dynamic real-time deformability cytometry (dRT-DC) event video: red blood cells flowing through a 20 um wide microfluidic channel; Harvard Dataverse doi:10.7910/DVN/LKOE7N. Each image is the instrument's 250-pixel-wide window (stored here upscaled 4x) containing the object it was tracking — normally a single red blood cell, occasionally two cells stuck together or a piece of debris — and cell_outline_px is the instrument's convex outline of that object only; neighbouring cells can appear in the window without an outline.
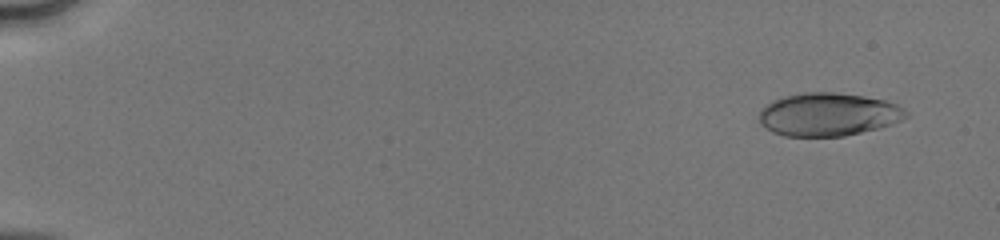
{"species": "human", "species_latin": "Homo sapiens", "temperature_condition": "cold", "stored_images_in_passage": 51, "camera_frame_rate_fps": 3000, "um_per_image_px": 0.085, "donor": {"sex": "male"}, "frame": {"image": 1, "passage_image": 4, "time_ms": 1.0, "image_size_px": [1000, 240], "cell_outline_px": [[908, 116], [892, 124], [844, 136], [784, 136], [772, 132], [760, 124], [760, 112], [768, 104], [784, 96], [804, 92], [836, 92], [864, 96], [884, 100], [896, 104], [904, 108], [908, 112]], "centroid_in_image_um": [70.42, 9.72], "position_along_channel_um": 14.6, "area_um2": 36.65}}
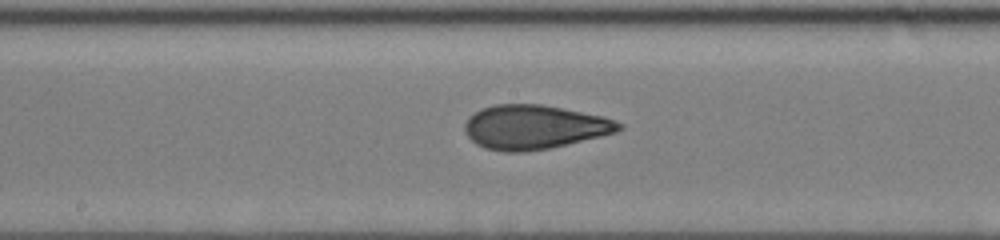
{"frame": {"image": 2, "passage_image": 29, "time_ms": 9.333, "image_size_px": [1000, 240], "cell_outline_px": [[624, 128], [616, 132], [600, 136], [548, 148], [524, 152], [504, 152], [484, 148], [476, 144], [464, 132], [464, 124], [468, 116], [480, 108], [496, 104], [540, 104], [604, 116], [624, 124]], "centroid_in_image_um": [45.37, 10.79], "position_along_channel_um": 202.8, "area_um2": 39.71}}
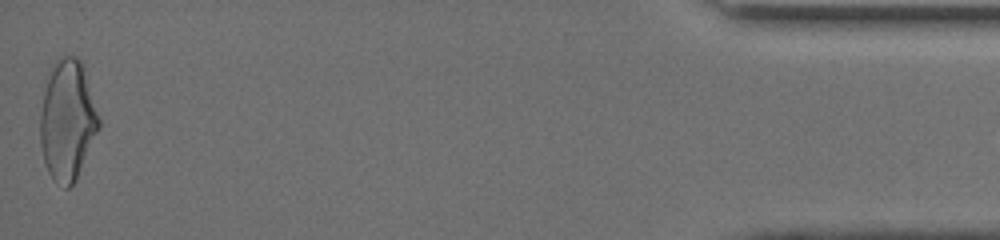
{"frame": {"image": 3, "passage_image": 51, "time_ms": 16.667, "image_size_px": [1000, 240], "cell_outline_px": [[100, 128], [76, 180], [68, 188], [64, 188], [56, 184], [48, 172], [44, 160], [40, 144], [40, 116], [44, 92], [52, 64], [60, 56], [76, 56], [80, 60], [84, 68], [100, 120]], "centroid_in_image_um": [5.73, 10.25], "position_along_channel_um": 429.5, "area_um2": 41.15}, "authors_computed_cell_mechanics": {"area_um2": 38.2058, "velocity_mm_per_s": 4.1658, "shape_relaxation_time_tau1_ms": 4.8354, "shape_relaxation_time_tau2_ms": 1.0491, "deformation_change_tau1": 0.1824, "deformation_change_tau2": 0.0767}}